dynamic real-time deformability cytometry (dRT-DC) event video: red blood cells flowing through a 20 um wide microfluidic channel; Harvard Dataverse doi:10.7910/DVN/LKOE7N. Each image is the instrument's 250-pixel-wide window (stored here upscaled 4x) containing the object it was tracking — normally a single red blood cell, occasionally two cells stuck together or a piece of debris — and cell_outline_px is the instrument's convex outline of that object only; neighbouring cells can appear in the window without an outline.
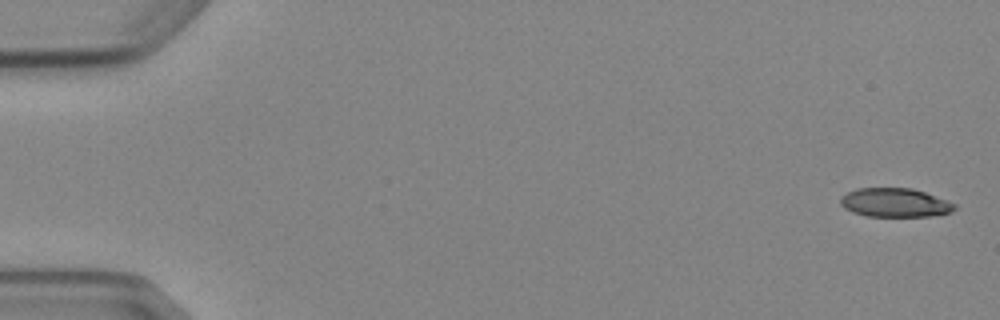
{"species": "Egyptian fruit bat (a non-hibernating species)", "species_latin": "Rousettus aegyptiacus", "temperature_condition": "cold", "stored_images_in_passage": 5, "camera_frame_rate_fps": 3000, "um_per_image_px": 0.085, "animal": {"sex": "female"}, "frame": {"image": 1, "passage_image": 1, "time_ms": 0.0, "image_size_px": [1000, 320], "cell_outline_px": [[956, 208], [952, 212], [932, 216], [868, 216], [852, 212], [844, 208], [840, 204], [840, 196], [856, 188], [912, 188], [924, 192], [956, 204]], "centroid_in_image_um": [76.05, 17.22], "position_along_channel_um": 9.0, "area_um2": 19.19}}
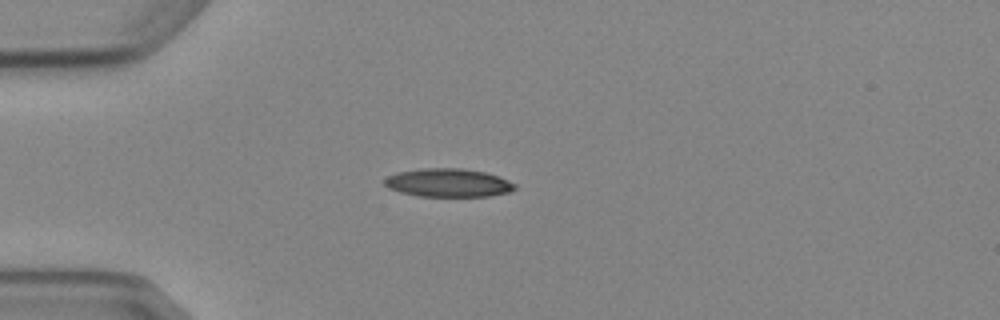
{"frame": {"image": 2, "passage_image": 5, "time_ms": 4.333, "image_size_px": [1000, 320], "cell_outline_px": [[516, 188], [512, 192], [488, 196], [416, 196], [400, 192], [388, 188], [384, 184], [384, 180], [388, 176], [396, 172], [424, 168], [460, 168], [484, 172], [500, 176], [516, 184]], "centroid_in_image_um": [38.11, 15.54], "position_along_channel_um": 46.9, "area_um2": 21.68}}